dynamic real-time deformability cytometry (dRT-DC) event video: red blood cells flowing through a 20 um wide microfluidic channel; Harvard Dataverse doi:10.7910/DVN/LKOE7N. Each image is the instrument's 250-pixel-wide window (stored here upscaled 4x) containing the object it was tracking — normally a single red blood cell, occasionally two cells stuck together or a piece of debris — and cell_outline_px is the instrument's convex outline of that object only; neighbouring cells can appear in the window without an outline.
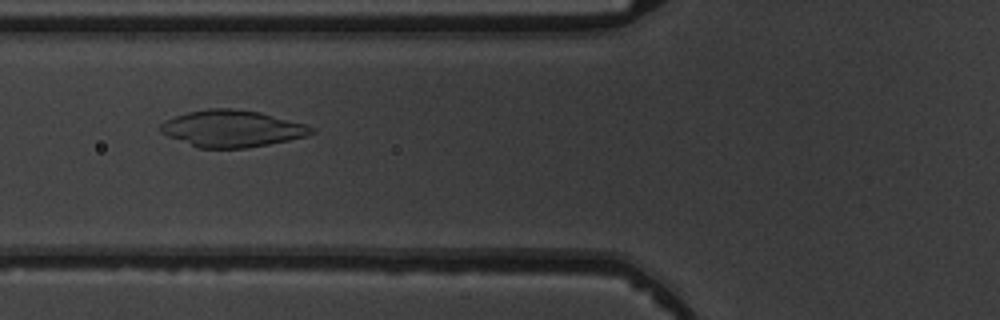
{"species": "common noctule bat (a hibernating species)", "species_latin": "Nyctalus noctula", "temperature_condition": "warm", "stored_images_in_passage": 7, "camera_frame_rate_fps": 3000, "um_per_image_px": 0.085, "animal": {"sex": "male", "body_mass_g": 19.5, "forearm_length_mm": 54.6}, "frame": {"image": 1, "passage_image": 5, "time_ms": 5.333, "image_size_px": [1000, 320], "cell_outline_px": [[316, 132], [304, 136], [288, 140], [268, 144], [244, 148], [196, 148], [168, 136], [160, 132], [160, 124], [176, 116], [188, 112], [208, 108], [232, 108], [260, 112], [304, 124], [316, 128]], "centroid_in_image_um": [19.71, 10.93], "position_along_channel_um": 106.1, "area_um2": 32.14}}
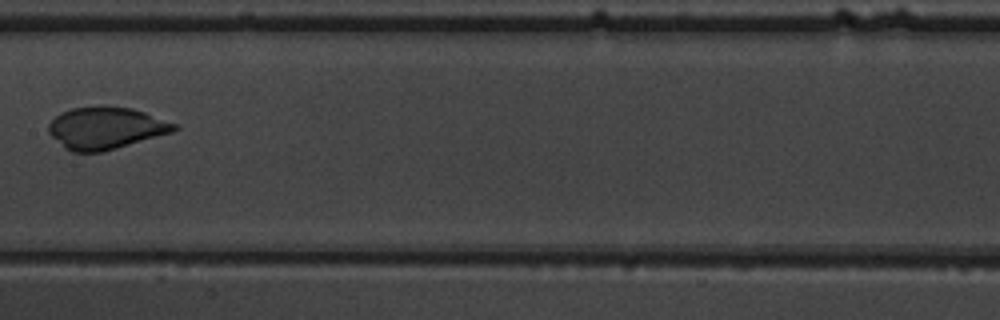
{"frame": {"image": 2, "passage_image": 7, "time_ms": 7.667, "image_size_px": [1000, 320], "cell_outline_px": [[180, 128], [172, 132], [104, 152], [72, 152], [64, 148], [48, 132], [48, 124], [60, 112], [72, 108], [132, 108], [144, 112], [176, 124]], "centroid_in_image_um": [8.98, 10.92], "position_along_channel_um": 198.4, "area_um2": 30.23}}